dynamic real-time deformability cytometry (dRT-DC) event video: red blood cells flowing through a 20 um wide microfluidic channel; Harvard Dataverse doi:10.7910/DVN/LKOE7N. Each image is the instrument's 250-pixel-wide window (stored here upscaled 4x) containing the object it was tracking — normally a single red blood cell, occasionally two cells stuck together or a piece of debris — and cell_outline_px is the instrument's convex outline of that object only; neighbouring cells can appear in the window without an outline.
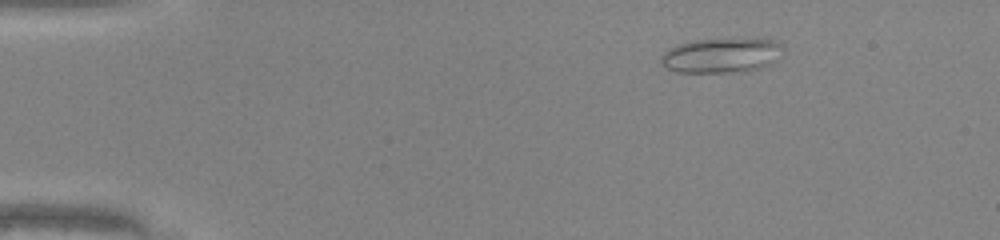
{"species": "common noctule bat (a hibernating species)", "species_latin": "Nyctalus noctula", "temperature_condition": "warm", "stored_images_in_passage": 43, "camera_frame_rate_fps": 3000, "um_per_image_px": 0.085, "animal": {"sex": "male", "body_mass_g": 20.0, "forearm_length_mm": 53.3}, "frame": {"image": 1, "passage_image": 1, "time_ms": 0.0, "image_size_px": [1000, 240], "cell_outline_px": [[784, 48], [776, 60], [760, 68], [748, 72], [676, 72], [660, 64], [660, 56], [668, 48], [680, 44], [696, 40], [776, 40], [784, 44]], "centroid_in_image_um": [61.31, 4.73], "position_along_channel_um": 23.7, "area_um2": 24.51}}
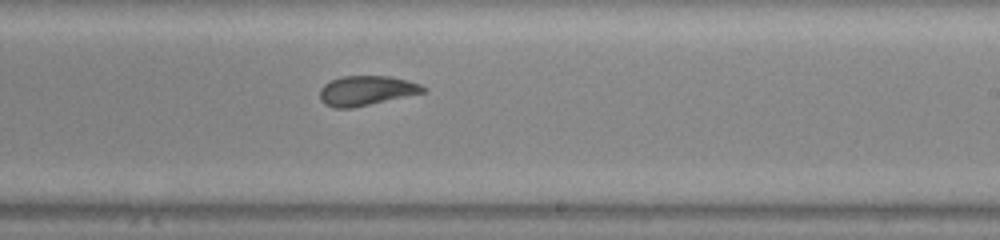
{"frame": {"image": 2, "passage_image": 24, "time_ms": 7.667, "image_size_px": [1000, 240], "cell_outline_px": [[424, 92], [352, 108], [332, 108], [324, 104], [320, 100], [320, 88], [324, 84], [332, 80], [344, 76], [392, 76], [408, 80], [420, 84], [424, 88]], "centroid_in_image_um": [31.09, 7.7], "position_along_channel_um": 257.9, "area_um2": 17.74}}
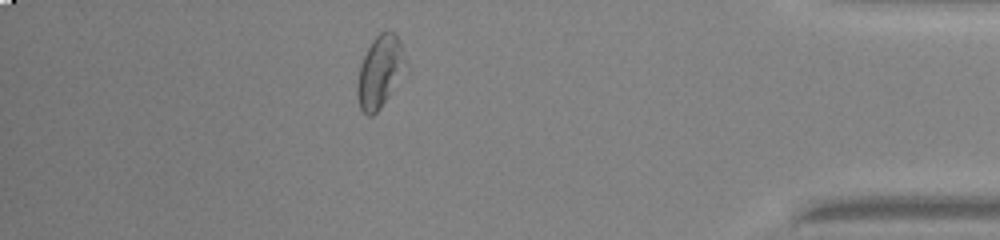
{"frame": {"image": 3, "passage_image": 37, "time_ms": 12.0, "image_size_px": [1000, 240], "cell_outline_px": [[408, 68], [380, 108], [372, 116], [368, 116], [360, 108], [356, 92], [356, 84], [360, 64], [372, 40], [380, 32], [392, 32], [400, 40], [408, 64]], "centroid_in_image_um": [32.31, 6.1], "position_along_channel_um": 402.9, "area_um2": 20.4}, "authors_computed_cell_mechanics": {"area_um2": 19.5942, "velocity_mm_per_s": 4.2164, "shape_relaxation_time_tau1_ms": null, "shape_relaxation_time_tau2_ms": 1.5939, "deformation_change_tau1": null, "deformation_change_tau2": 0.0883}}